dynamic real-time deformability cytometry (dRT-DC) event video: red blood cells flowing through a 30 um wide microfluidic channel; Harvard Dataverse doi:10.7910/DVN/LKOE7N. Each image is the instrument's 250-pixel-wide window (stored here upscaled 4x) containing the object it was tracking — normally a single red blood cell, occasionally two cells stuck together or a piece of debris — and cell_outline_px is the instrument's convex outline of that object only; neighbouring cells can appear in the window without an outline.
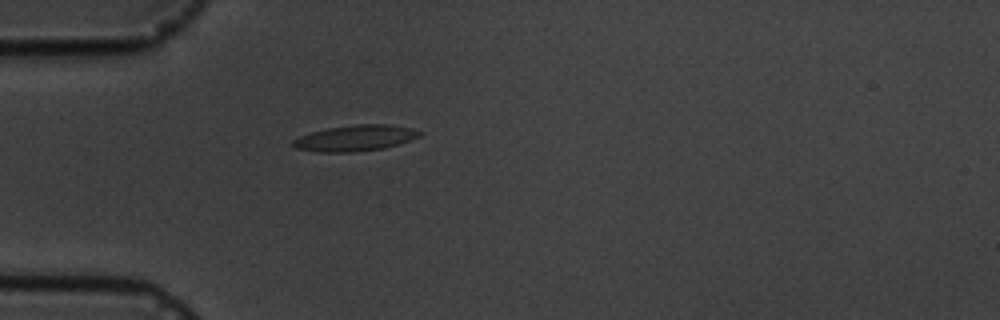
{"species": "common noctule bat (a hibernating species)", "species_latin": "Nyctalus noctula", "temperature_condition": "cold", "stored_images_in_passage": 1, "camera_frame_rate_fps": 3000, "um_per_image_px": 0.085, "animal": {"sex": "male", "body_mass_g": 19.5, "forearm_length_mm": 54.6}, "frame": {"image": 1, "passage_image": 1, "time_ms": 0.0, "image_size_px": [1000, 320], "cell_outline_px": [[420, 136], [384, 148], [352, 152], [316, 152], [296, 148], [292, 144], [292, 140], [300, 136], [312, 132], [328, 128], [356, 124], [388, 124], [412, 128], [420, 132]], "centroid_in_image_um": [30.16, 11.73], "position_along_channel_um": 54.8, "area_um2": 18.9}}